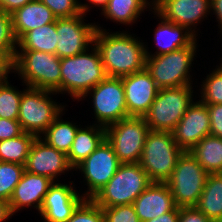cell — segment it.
Wrapping results in <instances>:
<instances>
[{
  "instance_id": "ab89813d",
  "label": "cell",
  "mask_w": 222,
  "mask_h": 222,
  "mask_svg": "<svg viewBox=\"0 0 222 222\" xmlns=\"http://www.w3.org/2000/svg\"><path fill=\"white\" fill-rule=\"evenodd\" d=\"M178 222H214L196 207H179Z\"/></svg>"
},
{
  "instance_id": "4316f807",
  "label": "cell",
  "mask_w": 222,
  "mask_h": 222,
  "mask_svg": "<svg viewBox=\"0 0 222 222\" xmlns=\"http://www.w3.org/2000/svg\"><path fill=\"white\" fill-rule=\"evenodd\" d=\"M57 35L56 22L37 27L17 42V50H36L56 55Z\"/></svg>"
},
{
  "instance_id": "f35d334b",
  "label": "cell",
  "mask_w": 222,
  "mask_h": 222,
  "mask_svg": "<svg viewBox=\"0 0 222 222\" xmlns=\"http://www.w3.org/2000/svg\"><path fill=\"white\" fill-rule=\"evenodd\" d=\"M23 133L17 119L0 118V141L15 138Z\"/></svg>"
},
{
  "instance_id": "4dcf8cb0",
  "label": "cell",
  "mask_w": 222,
  "mask_h": 222,
  "mask_svg": "<svg viewBox=\"0 0 222 222\" xmlns=\"http://www.w3.org/2000/svg\"><path fill=\"white\" fill-rule=\"evenodd\" d=\"M25 166L17 163L0 161V198L9 201L14 188L19 183Z\"/></svg>"
},
{
  "instance_id": "60d3db41",
  "label": "cell",
  "mask_w": 222,
  "mask_h": 222,
  "mask_svg": "<svg viewBox=\"0 0 222 222\" xmlns=\"http://www.w3.org/2000/svg\"><path fill=\"white\" fill-rule=\"evenodd\" d=\"M33 0H0V10L12 14L17 9Z\"/></svg>"
},
{
  "instance_id": "7a4b0ae2",
  "label": "cell",
  "mask_w": 222,
  "mask_h": 222,
  "mask_svg": "<svg viewBox=\"0 0 222 222\" xmlns=\"http://www.w3.org/2000/svg\"><path fill=\"white\" fill-rule=\"evenodd\" d=\"M90 48L60 59L61 94L68 93L77 101L107 77L97 47L93 44Z\"/></svg>"
},
{
  "instance_id": "4fadbf2b",
  "label": "cell",
  "mask_w": 222,
  "mask_h": 222,
  "mask_svg": "<svg viewBox=\"0 0 222 222\" xmlns=\"http://www.w3.org/2000/svg\"><path fill=\"white\" fill-rule=\"evenodd\" d=\"M83 13L70 18L56 19V55L61 59L84 52L94 44L96 24L85 23Z\"/></svg>"
},
{
  "instance_id": "f1b7e54d",
  "label": "cell",
  "mask_w": 222,
  "mask_h": 222,
  "mask_svg": "<svg viewBox=\"0 0 222 222\" xmlns=\"http://www.w3.org/2000/svg\"><path fill=\"white\" fill-rule=\"evenodd\" d=\"M36 139L34 134L23 132L21 135L0 141V161L25 165L30 147Z\"/></svg>"
},
{
  "instance_id": "83f0119b",
  "label": "cell",
  "mask_w": 222,
  "mask_h": 222,
  "mask_svg": "<svg viewBox=\"0 0 222 222\" xmlns=\"http://www.w3.org/2000/svg\"><path fill=\"white\" fill-rule=\"evenodd\" d=\"M63 112L53 121V123L46 129L40 138L44 140L49 146L54 147L58 151L69 153L75 134L78 130L77 123L64 121L62 118Z\"/></svg>"
},
{
  "instance_id": "52a82bcc",
  "label": "cell",
  "mask_w": 222,
  "mask_h": 222,
  "mask_svg": "<svg viewBox=\"0 0 222 222\" xmlns=\"http://www.w3.org/2000/svg\"><path fill=\"white\" fill-rule=\"evenodd\" d=\"M19 106L18 122L23 132L42 136L53 121L65 110L52 100L55 91L25 87Z\"/></svg>"
},
{
  "instance_id": "cb8c5ba5",
  "label": "cell",
  "mask_w": 222,
  "mask_h": 222,
  "mask_svg": "<svg viewBox=\"0 0 222 222\" xmlns=\"http://www.w3.org/2000/svg\"><path fill=\"white\" fill-rule=\"evenodd\" d=\"M109 0L107 6L101 11L106 19L119 25H132L147 8L152 11L153 0ZM151 8V9H150Z\"/></svg>"
},
{
  "instance_id": "5b68a950",
  "label": "cell",
  "mask_w": 222,
  "mask_h": 222,
  "mask_svg": "<svg viewBox=\"0 0 222 222\" xmlns=\"http://www.w3.org/2000/svg\"><path fill=\"white\" fill-rule=\"evenodd\" d=\"M183 152L176 144L172 132L150 130L139 164L151 182L166 183Z\"/></svg>"
},
{
  "instance_id": "ee69618b",
  "label": "cell",
  "mask_w": 222,
  "mask_h": 222,
  "mask_svg": "<svg viewBox=\"0 0 222 222\" xmlns=\"http://www.w3.org/2000/svg\"><path fill=\"white\" fill-rule=\"evenodd\" d=\"M211 11L212 14L216 15L218 21V27L220 28L222 34V0H211Z\"/></svg>"
},
{
  "instance_id": "d590c367",
  "label": "cell",
  "mask_w": 222,
  "mask_h": 222,
  "mask_svg": "<svg viewBox=\"0 0 222 222\" xmlns=\"http://www.w3.org/2000/svg\"><path fill=\"white\" fill-rule=\"evenodd\" d=\"M0 49L17 50V40L12 29L11 14L0 10Z\"/></svg>"
},
{
  "instance_id": "8fae6325",
  "label": "cell",
  "mask_w": 222,
  "mask_h": 222,
  "mask_svg": "<svg viewBox=\"0 0 222 222\" xmlns=\"http://www.w3.org/2000/svg\"><path fill=\"white\" fill-rule=\"evenodd\" d=\"M88 95L92 97V108L97 119L95 124L107 127L129 117L121 78L106 77L81 99H85Z\"/></svg>"
},
{
  "instance_id": "d6a6232c",
  "label": "cell",
  "mask_w": 222,
  "mask_h": 222,
  "mask_svg": "<svg viewBox=\"0 0 222 222\" xmlns=\"http://www.w3.org/2000/svg\"><path fill=\"white\" fill-rule=\"evenodd\" d=\"M67 222H104V214L92 199H84Z\"/></svg>"
},
{
  "instance_id": "8d00e7d4",
  "label": "cell",
  "mask_w": 222,
  "mask_h": 222,
  "mask_svg": "<svg viewBox=\"0 0 222 222\" xmlns=\"http://www.w3.org/2000/svg\"><path fill=\"white\" fill-rule=\"evenodd\" d=\"M211 122L210 134L222 138V104H206Z\"/></svg>"
},
{
  "instance_id": "836d02e7",
  "label": "cell",
  "mask_w": 222,
  "mask_h": 222,
  "mask_svg": "<svg viewBox=\"0 0 222 222\" xmlns=\"http://www.w3.org/2000/svg\"><path fill=\"white\" fill-rule=\"evenodd\" d=\"M104 222H141L133 204L102 208Z\"/></svg>"
},
{
  "instance_id": "b9f144b4",
  "label": "cell",
  "mask_w": 222,
  "mask_h": 222,
  "mask_svg": "<svg viewBox=\"0 0 222 222\" xmlns=\"http://www.w3.org/2000/svg\"><path fill=\"white\" fill-rule=\"evenodd\" d=\"M179 207H175L172 211L164 213L160 217L148 220L146 222H178Z\"/></svg>"
},
{
  "instance_id": "7bdbcfd3",
  "label": "cell",
  "mask_w": 222,
  "mask_h": 222,
  "mask_svg": "<svg viewBox=\"0 0 222 222\" xmlns=\"http://www.w3.org/2000/svg\"><path fill=\"white\" fill-rule=\"evenodd\" d=\"M86 1H88L89 4L88 3L83 4V3L79 2L81 11L84 15H86L85 13L90 12V9H91L90 7H93L90 5H95L96 7H101L99 9H101L103 11V9L107 6L109 0H86Z\"/></svg>"
},
{
  "instance_id": "603a6c76",
  "label": "cell",
  "mask_w": 222,
  "mask_h": 222,
  "mask_svg": "<svg viewBox=\"0 0 222 222\" xmlns=\"http://www.w3.org/2000/svg\"><path fill=\"white\" fill-rule=\"evenodd\" d=\"M106 138V127L92 124L78 128L72 147L67 154L70 166L75 169L85 160Z\"/></svg>"
},
{
  "instance_id": "9a60e30c",
  "label": "cell",
  "mask_w": 222,
  "mask_h": 222,
  "mask_svg": "<svg viewBox=\"0 0 222 222\" xmlns=\"http://www.w3.org/2000/svg\"><path fill=\"white\" fill-rule=\"evenodd\" d=\"M129 117H144L152 105L159 88L144 68L139 72L121 77Z\"/></svg>"
},
{
  "instance_id": "f546056e",
  "label": "cell",
  "mask_w": 222,
  "mask_h": 222,
  "mask_svg": "<svg viewBox=\"0 0 222 222\" xmlns=\"http://www.w3.org/2000/svg\"><path fill=\"white\" fill-rule=\"evenodd\" d=\"M14 87L8 80L0 82V118L18 119L23 91Z\"/></svg>"
},
{
  "instance_id": "e0dca14e",
  "label": "cell",
  "mask_w": 222,
  "mask_h": 222,
  "mask_svg": "<svg viewBox=\"0 0 222 222\" xmlns=\"http://www.w3.org/2000/svg\"><path fill=\"white\" fill-rule=\"evenodd\" d=\"M210 127L207 105L199 100L193 102L171 132L176 144L183 151H190L210 134Z\"/></svg>"
},
{
  "instance_id": "ac0fdd59",
  "label": "cell",
  "mask_w": 222,
  "mask_h": 222,
  "mask_svg": "<svg viewBox=\"0 0 222 222\" xmlns=\"http://www.w3.org/2000/svg\"><path fill=\"white\" fill-rule=\"evenodd\" d=\"M24 166L26 171L45 176L53 182L61 174L73 170L67 155L49 146L40 137L33 141Z\"/></svg>"
},
{
  "instance_id": "9c48e42d",
  "label": "cell",
  "mask_w": 222,
  "mask_h": 222,
  "mask_svg": "<svg viewBox=\"0 0 222 222\" xmlns=\"http://www.w3.org/2000/svg\"><path fill=\"white\" fill-rule=\"evenodd\" d=\"M207 171L198 163L189 152L184 151L179 157L166 182L172 192L177 207H195L206 185Z\"/></svg>"
},
{
  "instance_id": "f6af8a7d",
  "label": "cell",
  "mask_w": 222,
  "mask_h": 222,
  "mask_svg": "<svg viewBox=\"0 0 222 222\" xmlns=\"http://www.w3.org/2000/svg\"><path fill=\"white\" fill-rule=\"evenodd\" d=\"M11 216H13V214L9 201L0 198V222H6Z\"/></svg>"
},
{
  "instance_id": "6da1fadb",
  "label": "cell",
  "mask_w": 222,
  "mask_h": 222,
  "mask_svg": "<svg viewBox=\"0 0 222 222\" xmlns=\"http://www.w3.org/2000/svg\"><path fill=\"white\" fill-rule=\"evenodd\" d=\"M94 44L107 77L121 78L145 68V43L128 31L107 32L96 24Z\"/></svg>"
},
{
  "instance_id": "1f68e13d",
  "label": "cell",
  "mask_w": 222,
  "mask_h": 222,
  "mask_svg": "<svg viewBox=\"0 0 222 222\" xmlns=\"http://www.w3.org/2000/svg\"><path fill=\"white\" fill-rule=\"evenodd\" d=\"M217 67L202 81L200 101L203 104H222V64Z\"/></svg>"
},
{
  "instance_id": "484cf974",
  "label": "cell",
  "mask_w": 222,
  "mask_h": 222,
  "mask_svg": "<svg viewBox=\"0 0 222 222\" xmlns=\"http://www.w3.org/2000/svg\"><path fill=\"white\" fill-rule=\"evenodd\" d=\"M214 222H222V174H209L195 206Z\"/></svg>"
},
{
  "instance_id": "e575fe53",
  "label": "cell",
  "mask_w": 222,
  "mask_h": 222,
  "mask_svg": "<svg viewBox=\"0 0 222 222\" xmlns=\"http://www.w3.org/2000/svg\"><path fill=\"white\" fill-rule=\"evenodd\" d=\"M56 16V18H70L82 13L79 0H40Z\"/></svg>"
},
{
  "instance_id": "ba28073f",
  "label": "cell",
  "mask_w": 222,
  "mask_h": 222,
  "mask_svg": "<svg viewBox=\"0 0 222 222\" xmlns=\"http://www.w3.org/2000/svg\"><path fill=\"white\" fill-rule=\"evenodd\" d=\"M192 85L159 89L144 116L151 131H172L194 102Z\"/></svg>"
},
{
  "instance_id": "2e32d148",
  "label": "cell",
  "mask_w": 222,
  "mask_h": 222,
  "mask_svg": "<svg viewBox=\"0 0 222 222\" xmlns=\"http://www.w3.org/2000/svg\"><path fill=\"white\" fill-rule=\"evenodd\" d=\"M54 182L45 195L43 205L39 211L44 222H67L78 205L85 199L83 195L73 189L72 182L63 184Z\"/></svg>"
},
{
  "instance_id": "8992f818",
  "label": "cell",
  "mask_w": 222,
  "mask_h": 222,
  "mask_svg": "<svg viewBox=\"0 0 222 222\" xmlns=\"http://www.w3.org/2000/svg\"><path fill=\"white\" fill-rule=\"evenodd\" d=\"M197 41L196 38L189 46L176 51L146 56L145 68L159 89L192 84L190 67L197 53Z\"/></svg>"
},
{
  "instance_id": "7c38bea8",
  "label": "cell",
  "mask_w": 222,
  "mask_h": 222,
  "mask_svg": "<svg viewBox=\"0 0 222 222\" xmlns=\"http://www.w3.org/2000/svg\"><path fill=\"white\" fill-rule=\"evenodd\" d=\"M121 162L113 147L105 138L100 145L74 170L85 178L88 190L82 193L85 199H92L108 183L118 170Z\"/></svg>"
},
{
  "instance_id": "d4e9b609",
  "label": "cell",
  "mask_w": 222,
  "mask_h": 222,
  "mask_svg": "<svg viewBox=\"0 0 222 222\" xmlns=\"http://www.w3.org/2000/svg\"><path fill=\"white\" fill-rule=\"evenodd\" d=\"M189 152L208 174H222V138L209 134Z\"/></svg>"
},
{
  "instance_id": "3957f363",
  "label": "cell",
  "mask_w": 222,
  "mask_h": 222,
  "mask_svg": "<svg viewBox=\"0 0 222 222\" xmlns=\"http://www.w3.org/2000/svg\"><path fill=\"white\" fill-rule=\"evenodd\" d=\"M60 58L36 50H17L14 72L27 87L55 91L61 94Z\"/></svg>"
},
{
  "instance_id": "5bb4252c",
  "label": "cell",
  "mask_w": 222,
  "mask_h": 222,
  "mask_svg": "<svg viewBox=\"0 0 222 222\" xmlns=\"http://www.w3.org/2000/svg\"><path fill=\"white\" fill-rule=\"evenodd\" d=\"M153 10L197 37L196 26L211 13V0H153Z\"/></svg>"
},
{
  "instance_id": "30bf717a",
  "label": "cell",
  "mask_w": 222,
  "mask_h": 222,
  "mask_svg": "<svg viewBox=\"0 0 222 222\" xmlns=\"http://www.w3.org/2000/svg\"><path fill=\"white\" fill-rule=\"evenodd\" d=\"M144 117H128L106 127V139L121 163H139L147 133Z\"/></svg>"
},
{
  "instance_id": "44dd1931",
  "label": "cell",
  "mask_w": 222,
  "mask_h": 222,
  "mask_svg": "<svg viewBox=\"0 0 222 222\" xmlns=\"http://www.w3.org/2000/svg\"><path fill=\"white\" fill-rule=\"evenodd\" d=\"M153 13L161 21L154 32V41L157 45V50L151 54L147 50L148 47L146 46L148 45L145 44V56H157L176 51L189 46L196 39V36L186 27L176 25L173 22L165 20L155 10Z\"/></svg>"
},
{
  "instance_id": "d6986e66",
  "label": "cell",
  "mask_w": 222,
  "mask_h": 222,
  "mask_svg": "<svg viewBox=\"0 0 222 222\" xmlns=\"http://www.w3.org/2000/svg\"><path fill=\"white\" fill-rule=\"evenodd\" d=\"M54 182L41 175L24 171L21 180L14 188L9 200L11 212L14 215L20 209L34 207L40 211L45 195Z\"/></svg>"
},
{
  "instance_id": "277c9868",
  "label": "cell",
  "mask_w": 222,
  "mask_h": 222,
  "mask_svg": "<svg viewBox=\"0 0 222 222\" xmlns=\"http://www.w3.org/2000/svg\"><path fill=\"white\" fill-rule=\"evenodd\" d=\"M151 183L139 163H121L114 176L92 200L101 208L133 204Z\"/></svg>"
},
{
  "instance_id": "ffe728a7",
  "label": "cell",
  "mask_w": 222,
  "mask_h": 222,
  "mask_svg": "<svg viewBox=\"0 0 222 222\" xmlns=\"http://www.w3.org/2000/svg\"><path fill=\"white\" fill-rule=\"evenodd\" d=\"M141 222L160 217L172 211L176 205L167 183L152 182L133 202Z\"/></svg>"
},
{
  "instance_id": "74e56055",
  "label": "cell",
  "mask_w": 222,
  "mask_h": 222,
  "mask_svg": "<svg viewBox=\"0 0 222 222\" xmlns=\"http://www.w3.org/2000/svg\"><path fill=\"white\" fill-rule=\"evenodd\" d=\"M17 50L0 49V82L8 80V74L14 73V59Z\"/></svg>"
},
{
  "instance_id": "7402d4cb",
  "label": "cell",
  "mask_w": 222,
  "mask_h": 222,
  "mask_svg": "<svg viewBox=\"0 0 222 222\" xmlns=\"http://www.w3.org/2000/svg\"><path fill=\"white\" fill-rule=\"evenodd\" d=\"M17 42L30 30L56 22V16L40 0H33L11 14Z\"/></svg>"
}]
</instances>
